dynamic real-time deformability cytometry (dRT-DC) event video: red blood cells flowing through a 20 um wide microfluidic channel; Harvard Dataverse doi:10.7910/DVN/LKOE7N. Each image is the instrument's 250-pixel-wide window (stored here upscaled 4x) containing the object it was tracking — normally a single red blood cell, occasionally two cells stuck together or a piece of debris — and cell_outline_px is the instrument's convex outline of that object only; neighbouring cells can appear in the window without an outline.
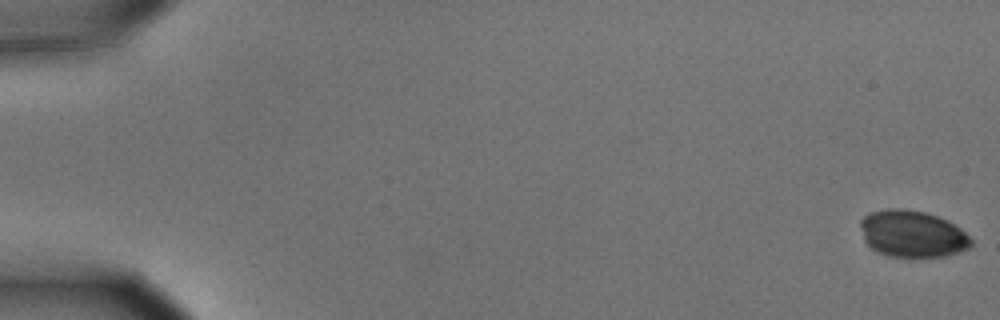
{"species": "common noctule bat (a hibernating species)", "species_latin": "Nyctalus noctula", "temperature_condition": "cold", "stored_images_in_passage": 56, "camera_frame_rate_fps": 3000, "um_per_image_px": 0.085, "animal": {"sex": "male", "body_mass_g": 15.6}, "frame": {"image": 1, "passage_image": 1, "time_ms": 0.0, "image_size_px": [1000, 320], "cell_outline_px": [[972, 244], [968, 248], [944, 256], [892, 256], [880, 252], [872, 248], [864, 240], [860, 228], [860, 220], [864, 216], [872, 212], [888, 208], [904, 208], [924, 212], [948, 220], [960, 228], [972, 240]], "centroid_in_image_um": [77.53, 19.85], "position_along_channel_um": 7.5, "area_um2": 29.82}}
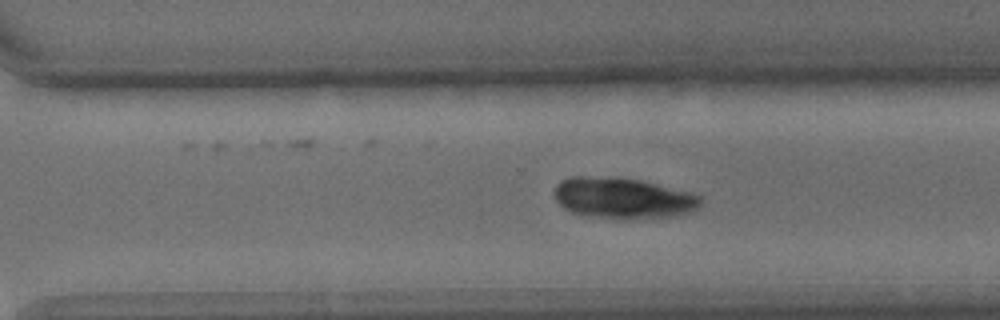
{"frame": {"image": 2, "passage_image": 40, "time_ms": 13.0, "image_size_px": [1000, 320], "cell_outline_px": [[704, 200], [692, 212], [676, 216], [632, 220], [616, 220], [572, 212], [564, 208], [556, 200], [552, 192], [556, 184], [560, 180], [572, 176], [612, 176], [640, 180], [688, 192], [700, 196]], "centroid_in_image_um": [52.93, 16.85], "position_along_channel_um": 317.7, "area_um2": 35.55}}
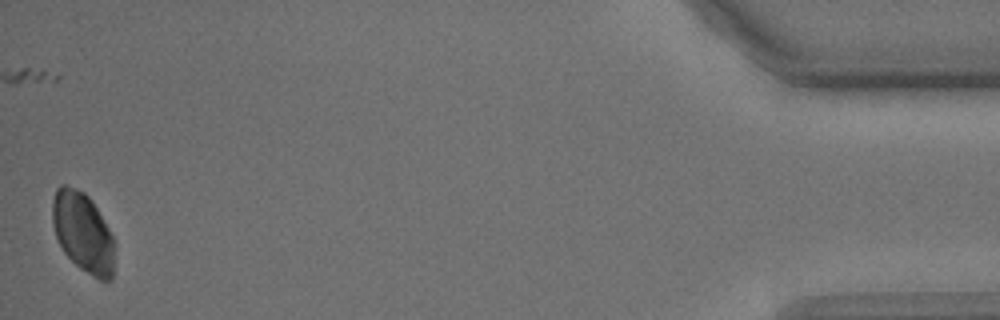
{"frame": {"image": 3, "passage_image": 56, "time_ms": 18.333, "image_size_px": [1000, 320], "cell_outline_px": [[116, 244], [112, 280], [100, 280], [80, 268], [64, 252], [56, 236], [52, 224], [52, 200], [56, 188], [60, 184], [64, 184], [76, 188], [84, 192], [92, 200], [108, 228]], "centroid_in_image_um": [7.06, 19.74], "position_along_channel_um": 428.1, "area_um2": 29.13}}